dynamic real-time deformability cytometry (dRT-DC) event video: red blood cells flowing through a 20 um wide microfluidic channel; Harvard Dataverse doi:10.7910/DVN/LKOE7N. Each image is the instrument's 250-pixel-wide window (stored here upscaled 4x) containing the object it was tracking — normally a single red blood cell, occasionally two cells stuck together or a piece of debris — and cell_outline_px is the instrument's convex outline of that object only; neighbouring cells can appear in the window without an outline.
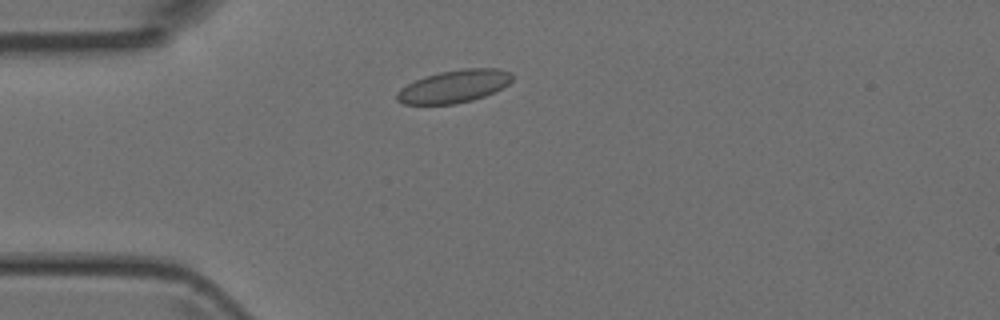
{"species": "Egyptian fruit bat (a non-hibernating species)", "species_latin": "Rousettus aegyptiacus", "temperature_condition": "room temperature", "stored_images_in_passage": 3, "camera_frame_rate_fps": 3000, "um_per_image_px": 0.085, "animal": {"sex": "female"}, "frame": {"image": 1, "passage_image": 3, "time_ms": 2.0, "image_size_px": [1000, 320], "cell_outline_px": [[512, 80], [508, 84], [484, 96], [472, 100], [456, 104], [404, 104], [396, 100], [396, 92], [400, 88], [424, 76], [440, 72], [464, 68], [496, 68], [512, 72]], "centroid_in_image_um": [38.58, 7.33], "position_along_channel_um": 46.4, "area_um2": 21.91}}